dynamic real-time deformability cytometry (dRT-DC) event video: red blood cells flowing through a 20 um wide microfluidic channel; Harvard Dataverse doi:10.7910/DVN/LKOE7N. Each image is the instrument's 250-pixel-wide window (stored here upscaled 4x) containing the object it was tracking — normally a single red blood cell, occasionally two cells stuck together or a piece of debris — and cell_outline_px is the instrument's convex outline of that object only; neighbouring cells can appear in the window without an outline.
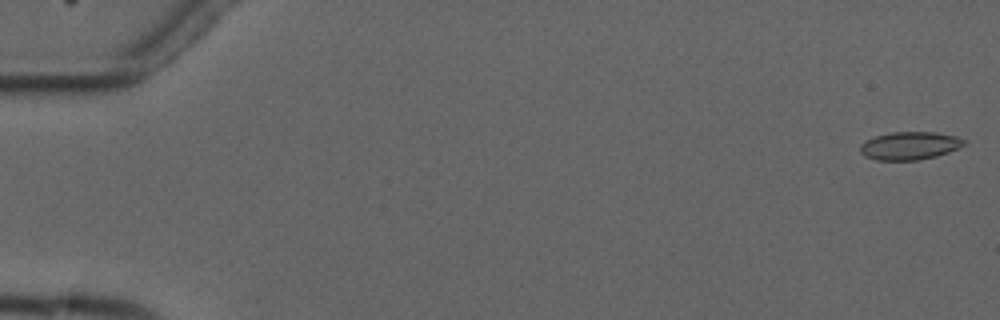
{"species": "common noctule bat (a hibernating species)", "species_latin": "Nyctalus noctula", "temperature_condition": "cold", "stored_images_in_passage": 5, "camera_frame_rate_fps": 3000, "um_per_image_px": 0.085, "animal": {"sex": "male", "forearm_length_mm": 52.5}, "frame": {"image": 1, "passage_image": 1, "time_ms": 0.0, "image_size_px": [1000, 320], "cell_outline_px": [[964, 144], [960, 148], [936, 156], [916, 160], [876, 160], [864, 156], [860, 152], [860, 144], [876, 136], [892, 132], [936, 132], [956, 136], [964, 140]], "centroid_in_image_um": [77.32, 12.39], "position_along_channel_um": 7.7, "area_um2": 16.82}}
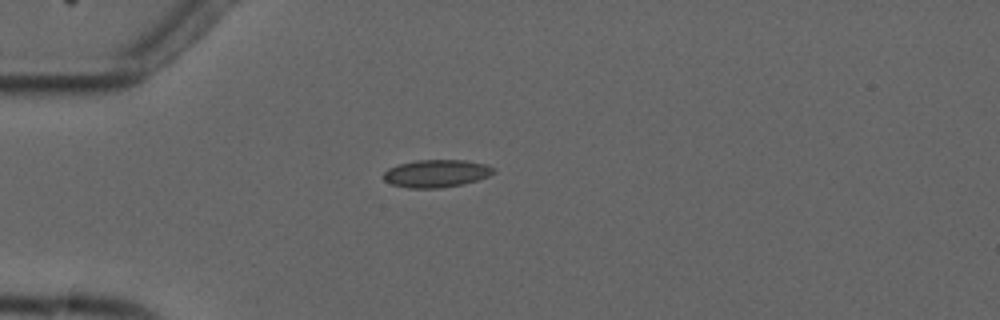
{"frame": {"image": 2, "passage_image": 5, "time_ms": 4.667, "image_size_px": [1000, 320], "cell_outline_px": [[496, 172], [488, 176], [464, 184], [440, 188], [408, 188], [392, 184], [384, 180], [384, 172], [388, 168], [400, 164], [416, 160], [464, 160], [484, 164], [496, 168]], "centroid_in_image_um": [37.1, 14.74], "position_along_channel_um": 47.9, "area_um2": 17.69}}